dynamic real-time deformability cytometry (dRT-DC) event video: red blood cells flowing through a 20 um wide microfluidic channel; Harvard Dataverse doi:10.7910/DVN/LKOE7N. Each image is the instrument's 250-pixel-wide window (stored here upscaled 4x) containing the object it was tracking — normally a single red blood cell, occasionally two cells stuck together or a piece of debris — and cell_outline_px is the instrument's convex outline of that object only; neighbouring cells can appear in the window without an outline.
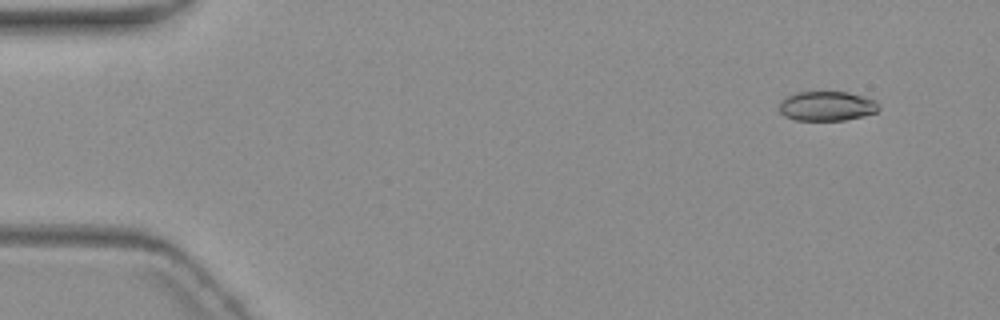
{"species": "common noctule bat (a hibernating species)", "species_latin": "Nyctalus noctula", "temperature_condition": "warm", "stored_images_in_passage": 3, "camera_frame_rate_fps": 3000, "um_per_image_px": 0.085, "animal": {"sex": "female", "body_mass_g": 19.3, "forearm_length_mm": 54.1}, "frame": {"image": 1, "passage_image": 2, "time_ms": 1.333, "image_size_px": [1000, 320], "cell_outline_px": [[880, 108], [876, 112], [864, 116], [844, 120], [796, 120], [784, 116], [780, 112], [780, 100], [784, 96], [796, 92], [848, 92], [864, 96], [876, 100], [880, 104]], "centroid_in_image_um": [70.29, 9.01], "position_along_channel_um": 14.7, "area_um2": 17.4}}